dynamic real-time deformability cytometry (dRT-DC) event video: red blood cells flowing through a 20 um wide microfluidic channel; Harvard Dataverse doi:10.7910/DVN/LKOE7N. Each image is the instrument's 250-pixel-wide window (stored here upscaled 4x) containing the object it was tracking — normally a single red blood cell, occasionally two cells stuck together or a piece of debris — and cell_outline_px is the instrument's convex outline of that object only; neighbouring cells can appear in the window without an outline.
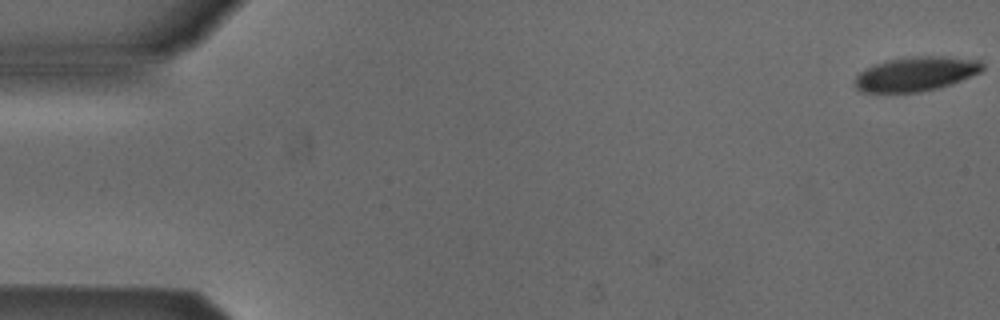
{"species": "Egyptian fruit bat (a non-hibernating species)", "species_latin": "Rousettus aegyptiacus", "temperature_condition": "cold", "stored_images_in_passage": 2, "camera_frame_rate_fps": 3000, "um_per_image_px": 0.085, "animal": {"sex": "male"}, "frame": {"image": 1, "passage_image": 2, "time_ms": 0.333, "image_size_px": [1000, 320], "cell_outline_px": [[984, 68], [980, 72], [952, 84], [940, 88], [920, 92], [860, 92], [856, 88], [856, 76], [864, 68], [888, 60], [912, 56], [944, 56], [980, 60], [984, 64]], "centroid_in_image_um": [77.88, 6.28], "position_along_channel_um": 7.1, "area_um2": 25.61}}